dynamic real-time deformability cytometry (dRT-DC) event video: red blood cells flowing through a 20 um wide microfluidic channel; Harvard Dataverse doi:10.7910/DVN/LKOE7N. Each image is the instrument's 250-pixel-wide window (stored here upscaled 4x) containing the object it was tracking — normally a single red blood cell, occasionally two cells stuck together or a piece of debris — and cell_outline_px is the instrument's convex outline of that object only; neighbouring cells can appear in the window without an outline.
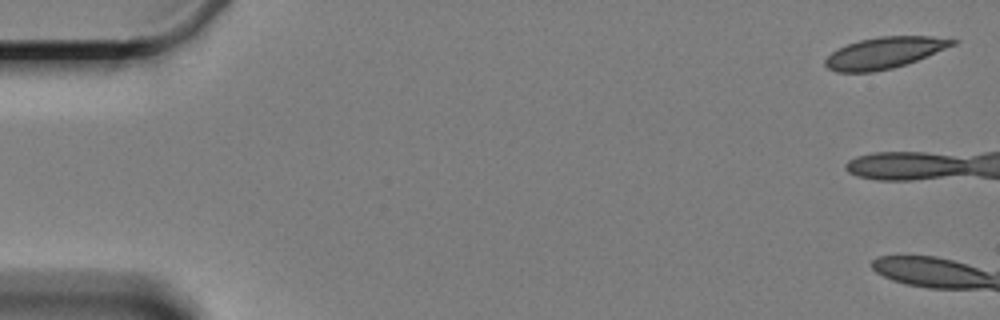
{"species": "Egyptian fruit bat (a non-hibernating species)", "species_latin": "Rousettus aegyptiacus", "temperature_condition": "cold", "stored_images_in_passage": 3, "camera_frame_rate_fps": 3000, "um_per_image_px": 0.085, "animal": {"sex": "female"}, "frame": {"image": 1, "passage_image": 1, "time_ms": 0.0, "image_size_px": [1000, 320], "cell_outline_px": [[960, 40], [956, 44], [916, 60], [892, 68], [872, 72], [836, 72], [828, 68], [824, 64], [824, 60], [836, 48], [860, 40], [880, 36], [932, 36]], "centroid_in_image_um": [75.16, 4.48], "position_along_channel_um": 9.8, "area_um2": 23.12}}